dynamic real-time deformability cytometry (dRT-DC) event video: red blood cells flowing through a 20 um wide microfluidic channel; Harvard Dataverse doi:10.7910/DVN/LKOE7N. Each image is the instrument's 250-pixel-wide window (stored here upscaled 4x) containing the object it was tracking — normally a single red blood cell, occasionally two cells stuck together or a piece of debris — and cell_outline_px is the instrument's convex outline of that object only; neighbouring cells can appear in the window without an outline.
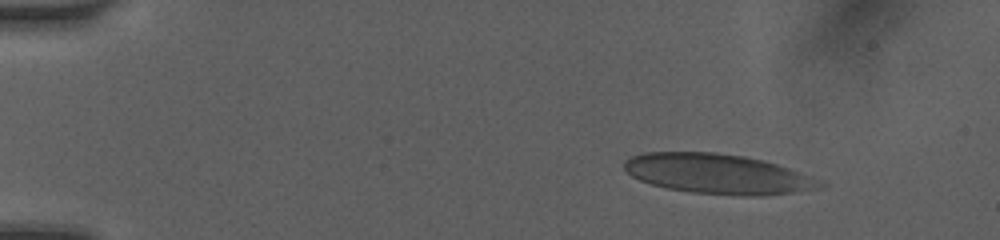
{"species": "human", "species_latin": "Homo sapiens", "temperature_condition": "room temperature", "stored_images_in_passage": 10, "camera_frame_rate_fps": 3000, "um_per_image_px": 0.085, "donor": {"sex": "female"}, "frame": {"image": 1, "passage_image": 1, "time_ms": 0.0, "image_size_px": [1000, 240], "cell_outline_px": [[828, 184], [820, 188], [792, 192], [760, 196], [748, 196], [692, 192], [668, 188], [652, 184], [640, 180], [632, 176], [624, 168], [624, 164], [632, 156], [644, 152], [716, 152], [744, 156], [764, 160], [824, 180]], "centroid_in_image_um": [61.07, 14.78], "position_along_channel_um": 23.9, "area_um2": 45.37}}
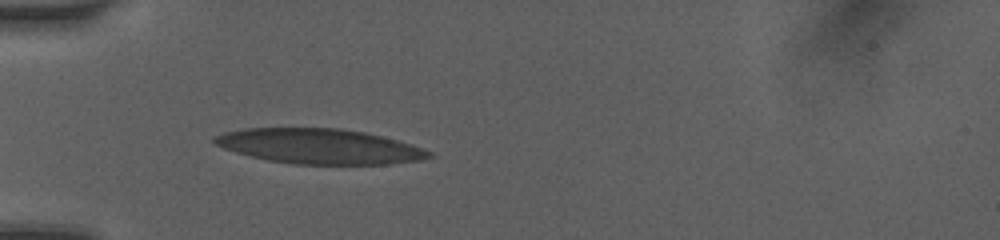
{"frame": {"image": 2, "passage_image": 6, "time_ms": 3.0, "image_size_px": [1000, 240], "cell_outline_px": [[436, 156], [420, 160], [384, 164], [292, 164], [268, 160], [236, 152], [224, 148], [216, 144], [212, 140], [212, 136], [224, 132], [248, 128], [340, 128], [364, 132], [412, 144], [432, 152]], "centroid_in_image_um": [27.15, 12.43], "position_along_channel_um": 57.8, "area_um2": 43.64}}
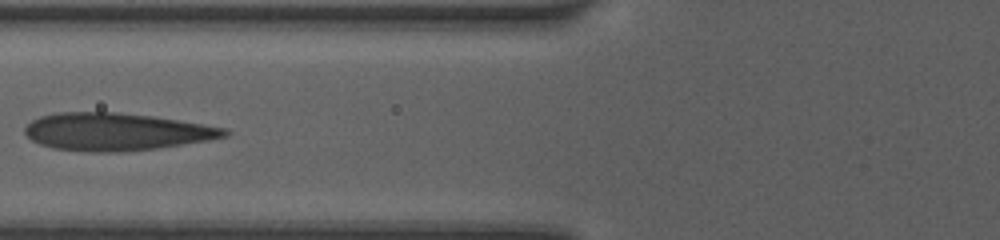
{"frame": {"image": 3, "passage_image": 9, "time_ms": 4.667, "image_size_px": [1000, 240], "cell_outline_px": [[232, 132], [228, 136], [208, 140], [156, 148], [120, 152], [88, 152], [52, 148], [40, 144], [32, 140], [24, 132], [24, 128], [32, 120], [40, 116], [56, 112], [116, 112], [152, 116], [224, 128]], "centroid_in_image_um": [9.83, 11.2], "position_along_channel_um": 116.0, "area_um2": 43.47}}